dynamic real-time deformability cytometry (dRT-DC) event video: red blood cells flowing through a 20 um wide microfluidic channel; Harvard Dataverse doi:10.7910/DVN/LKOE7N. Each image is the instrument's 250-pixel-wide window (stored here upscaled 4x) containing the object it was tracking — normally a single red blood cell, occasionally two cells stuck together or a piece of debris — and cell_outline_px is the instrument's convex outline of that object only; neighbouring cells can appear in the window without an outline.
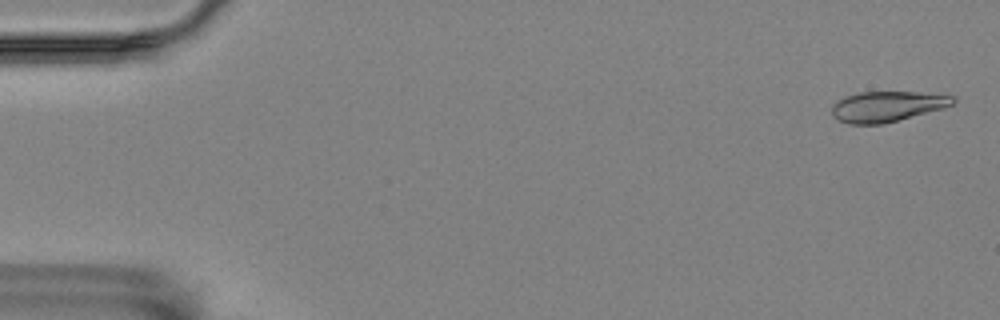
{"species": "Egyptian fruit bat (a non-hibernating species)", "species_latin": "Rousettus aegyptiacus", "temperature_condition": "room temperature", "stored_images_in_passage": 4, "camera_frame_rate_fps": 3000, "um_per_image_px": 0.085, "animal": {"sex": "female"}, "frame": {"image": 1, "passage_image": 1, "time_ms": 0.0, "image_size_px": [1000, 320], "cell_outline_px": [[956, 100], [952, 104], [944, 108], [884, 124], [848, 124], [832, 116], [832, 104], [836, 100], [844, 96], [860, 92], [916, 92], [956, 96]], "centroid_in_image_um": [75.38, 9.05], "position_along_channel_um": 9.6, "area_um2": 21.62}}
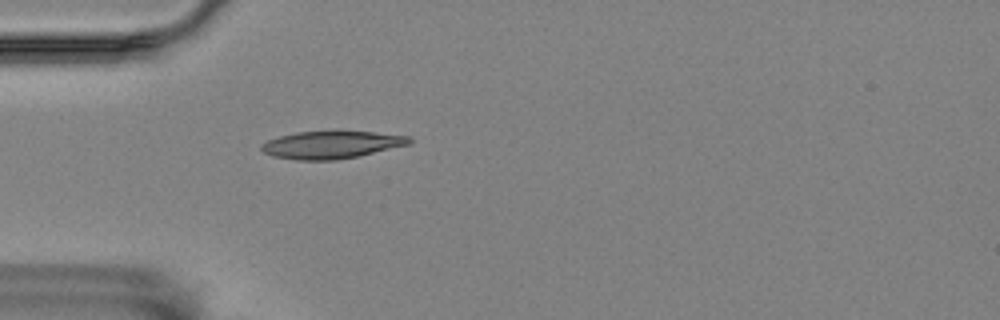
{"frame": {"image": 2, "passage_image": 4, "time_ms": 1.0, "image_size_px": [1000, 320], "cell_outline_px": [[412, 144], [356, 156], [336, 160], [296, 160], [272, 156], [264, 152], [260, 148], [260, 144], [268, 140], [280, 136], [296, 132], [336, 128], [340, 128], [408, 136], [412, 140]], "centroid_in_image_um": [28.17, 12.26], "position_along_channel_um": 56.8, "area_um2": 24.62}}